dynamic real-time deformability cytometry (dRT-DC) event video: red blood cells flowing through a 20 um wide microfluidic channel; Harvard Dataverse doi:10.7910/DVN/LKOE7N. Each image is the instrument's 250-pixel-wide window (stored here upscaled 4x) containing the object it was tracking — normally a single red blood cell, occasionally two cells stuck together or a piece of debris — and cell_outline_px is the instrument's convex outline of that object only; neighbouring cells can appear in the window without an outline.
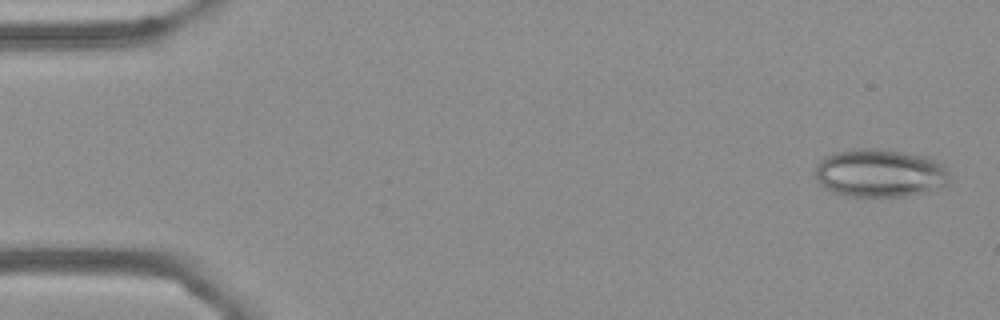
{"species": "Egyptian fruit bat (a non-hibernating species)", "species_latin": "Rousettus aegyptiacus", "temperature_condition": "cold", "stored_images_in_passage": 55, "camera_frame_rate_fps": 3000, "um_per_image_px": 0.085, "frame": {"image": 1, "passage_image": 2, "time_ms": 0.333, "image_size_px": [1000, 320], "cell_outline_px": [[952, 180], [948, 184], [928, 192], [904, 196], [848, 196], [832, 192], [820, 184], [816, 176], [816, 164], [824, 156], [832, 152], [852, 148], [872, 148], [928, 156], [936, 160], [948, 172]], "centroid_in_image_um": [74.79, 14.71], "position_along_channel_um": 10.2, "area_um2": 37.97}}
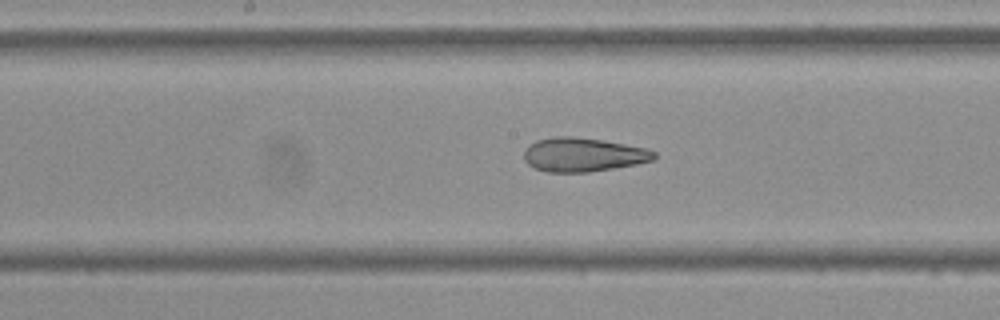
{"frame": {"image": 2, "passage_image": 28, "time_ms": 9.0, "image_size_px": [1000, 320], "cell_outline_px": [[656, 160], [636, 164], [588, 172], [548, 172], [532, 168], [524, 160], [524, 148], [528, 144], [536, 140], [552, 136], [572, 136], [600, 140], [648, 148], [656, 152]], "centroid_in_image_um": [49.53, 13.14], "position_along_channel_um": 198.7, "area_um2": 25.95}}
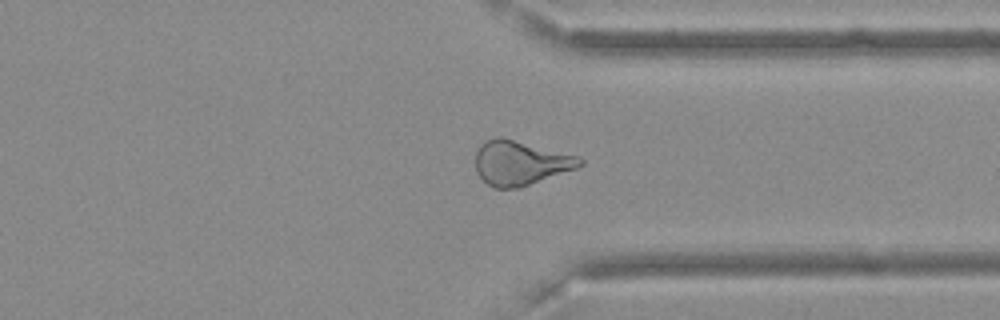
{"frame": {"image": 3, "passage_image": 42, "time_ms": 13.667, "image_size_px": [1000, 320], "cell_outline_px": [[584, 164], [576, 168], [520, 188], [496, 188], [488, 184], [476, 172], [476, 152], [480, 144], [496, 136], [500, 136], [580, 156], [584, 160]], "centroid_in_image_um": [44.24, 13.84], "position_along_channel_um": 367.2, "area_um2": 27.05}, "authors_computed_cell_mechanics": {"area_um2": 28.9578, "velocity_mm_per_s": 3.6313, "shape_relaxation_time_tau1_ms": null, "shape_relaxation_time_tau2_ms": 2.2856, "deformation_change_tau1": null, "deformation_change_tau2": 0.1063}}